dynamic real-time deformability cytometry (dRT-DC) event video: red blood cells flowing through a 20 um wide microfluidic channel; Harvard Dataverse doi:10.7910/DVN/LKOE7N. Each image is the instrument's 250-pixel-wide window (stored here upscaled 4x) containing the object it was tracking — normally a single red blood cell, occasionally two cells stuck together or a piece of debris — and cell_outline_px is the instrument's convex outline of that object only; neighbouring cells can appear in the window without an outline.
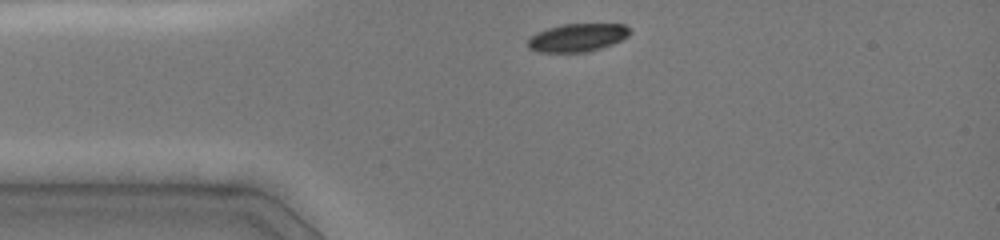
{"species": "common noctule bat (a hibernating species)", "species_latin": "Nyctalus noctula", "temperature_condition": "cold", "stored_images_in_passage": 23, "camera_frame_rate_fps": 3000, "um_per_image_px": 0.085, "animal": {"sex": "female", "body_mass_g": 19.0, "forearm_length_mm": 51.5}, "frame": {"image": 1, "passage_image": 1, "time_ms": 0.0, "image_size_px": [1000, 240], "cell_outline_px": [[632, 32], [628, 36], [612, 44], [588, 52], [536, 52], [528, 48], [528, 40], [536, 32], [560, 24], [624, 24], [632, 28]], "centroid_in_image_um": [49.09, 3.19], "position_along_channel_um": 35.9, "area_um2": 16.82}}
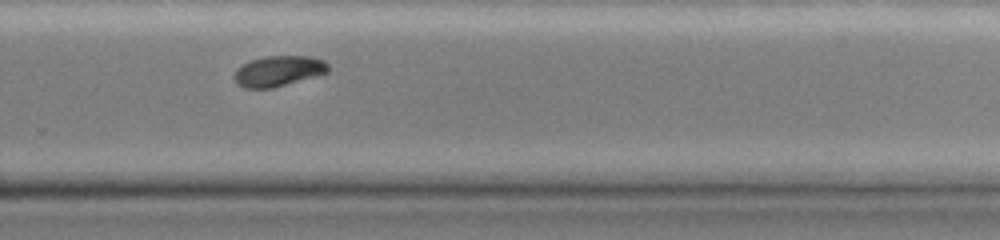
{"frame": {"image": 2, "passage_image": 16, "time_ms": 7.333, "image_size_px": [1000, 240], "cell_outline_px": [[328, 72], [316, 76], [272, 88], [244, 88], [236, 84], [236, 68], [252, 60], [264, 56], [312, 56], [324, 60], [328, 64]], "centroid_in_image_um": [23.69, 6.03], "position_along_channel_um": 306.1, "area_um2": 16.59}}
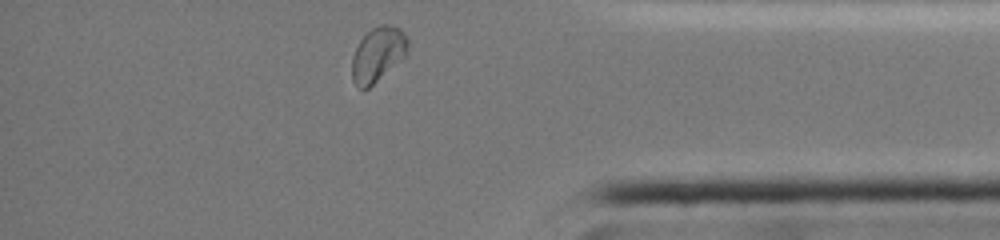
{"frame": {"image": 3, "passage_image": 23, "time_ms": 10.0, "image_size_px": [1000, 240], "cell_outline_px": [[408, 52], [404, 56], [368, 88], [360, 88], [352, 80], [352, 56], [360, 40], [372, 28], [380, 24], [388, 24], [400, 28], [404, 32], [408, 40]], "centroid_in_image_um": [32.12, 4.58], "position_along_channel_um": 403.1, "area_um2": 17.46}, "authors_computed_cell_mechanics": {"area_um2": 17.8024, "velocity_mm_per_s": 4.0216, "shape_relaxation_time_tau1_ms": 5.5235, "shape_relaxation_time_tau2_ms": 3.2977, "deformation_change_tau1": 0.1294, "deformation_change_tau2": 0.037}}